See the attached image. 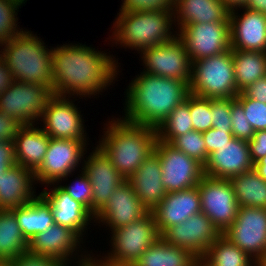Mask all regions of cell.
Here are the masks:
<instances>
[{
	"instance_id": "91938a15",
	"label": "cell",
	"mask_w": 266,
	"mask_h": 266,
	"mask_svg": "<svg viewBox=\"0 0 266 266\" xmlns=\"http://www.w3.org/2000/svg\"><path fill=\"white\" fill-rule=\"evenodd\" d=\"M22 4H25V2H27V0H19Z\"/></svg>"
},
{
	"instance_id": "1f68e13d",
	"label": "cell",
	"mask_w": 266,
	"mask_h": 266,
	"mask_svg": "<svg viewBox=\"0 0 266 266\" xmlns=\"http://www.w3.org/2000/svg\"><path fill=\"white\" fill-rule=\"evenodd\" d=\"M28 247L14 213L0 210V260H13L28 252Z\"/></svg>"
},
{
	"instance_id": "6da1fadb",
	"label": "cell",
	"mask_w": 266,
	"mask_h": 266,
	"mask_svg": "<svg viewBox=\"0 0 266 266\" xmlns=\"http://www.w3.org/2000/svg\"><path fill=\"white\" fill-rule=\"evenodd\" d=\"M52 64L53 95L61 97L99 95L120 72L113 55L81 43L53 47Z\"/></svg>"
},
{
	"instance_id": "9a60e30c",
	"label": "cell",
	"mask_w": 266,
	"mask_h": 266,
	"mask_svg": "<svg viewBox=\"0 0 266 266\" xmlns=\"http://www.w3.org/2000/svg\"><path fill=\"white\" fill-rule=\"evenodd\" d=\"M70 97L53 95L41 116L40 128L50 138L87 141L81 111ZM85 132V133H84Z\"/></svg>"
},
{
	"instance_id": "9f6ffc18",
	"label": "cell",
	"mask_w": 266,
	"mask_h": 266,
	"mask_svg": "<svg viewBox=\"0 0 266 266\" xmlns=\"http://www.w3.org/2000/svg\"><path fill=\"white\" fill-rule=\"evenodd\" d=\"M0 266H16V264L14 260L4 259V260H0Z\"/></svg>"
},
{
	"instance_id": "816d5d0a",
	"label": "cell",
	"mask_w": 266,
	"mask_h": 266,
	"mask_svg": "<svg viewBox=\"0 0 266 266\" xmlns=\"http://www.w3.org/2000/svg\"><path fill=\"white\" fill-rule=\"evenodd\" d=\"M244 7L266 15V0H248Z\"/></svg>"
},
{
	"instance_id": "4dcf8cb0",
	"label": "cell",
	"mask_w": 266,
	"mask_h": 266,
	"mask_svg": "<svg viewBox=\"0 0 266 266\" xmlns=\"http://www.w3.org/2000/svg\"><path fill=\"white\" fill-rule=\"evenodd\" d=\"M239 207L266 208V181L252 169L229 179Z\"/></svg>"
},
{
	"instance_id": "7dc6e473",
	"label": "cell",
	"mask_w": 266,
	"mask_h": 266,
	"mask_svg": "<svg viewBox=\"0 0 266 266\" xmlns=\"http://www.w3.org/2000/svg\"><path fill=\"white\" fill-rule=\"evenodd\" d=\"M21 125L0 111V141H13Z\"/></svg>"
},
{
	"instance_id": "680465c9",
	"label": "cell",
	"mask_w": 266,
	"mask_h": 266,
	"mask_svg": "<svg viewBox=\"0 0 266 266\" xmlns=\"http://www.w3.org/2000/svg\"><path fill=\"white\" fill-rule=\"evenodd\" d=\"M177 1H179V0H169V2L171 3L172 6H173Z\"/></svg>"
},
{
	"instance_id": "f35d334b",
	"label": "cell",
	"mask_w": 266,
	"mask_h": 266,
	"mask_svg": "<svg viewBox=\"0 0 266 266\" xmlns=\"http://www.w3.org/2000/svg\"><path fill=\"white\" fill-rule=\"evenodd\" d=\"M231 132L235 138L249 141L255 131L245 117L242 104L234 98L231 101Z\"/></svg>"
},
{
	"instance_id": "7402d4cb",
	"label": "cell",
	"mask_w": 266,
	"mask_h": 266,
	"mask_svg": "<svg viewBox=\"0 0 266 266\" xmlns=\"http://www.w3.org/2000/svg\"><path fill=\"white\" fill-rule=\"evenodd\" d=\"M80 243L84 242L74 231L54 223L29 241L28 251L32 254L58 259L67 266L69 264L71 266V259L74 257L73 259L77 260L75 256L81 247Z\"/></svg>"
},
{
	"instance_id": "60d3db41",
	"label": "cell",
	"mask_w": 266,
	"mask_h": 266,
	"mask_svg": "<svg viewBox=\"0 0 266 266\" xmlns=\"http://www.w3.org/2000/svg\"><path fill=\"white\" fill-rule=\"evenodd\" d=\"M234 98L211 99L212 127L231 130V101Z\"/></svg>"
},
{
	"instance_id": "681fc988",
	"label": "cell",
	"mask_w": 266,
	"mask_h": 266,
	"mask_svg": "<svg viewBox=\"0 0 266 266\" xmlns=\"http://www.w3.org/2000/svg\"><path fill=\"white\" fill-rule=\"evenodd\" d=\"M10 69L5 62L0 58V94L6 90L13 82Z\"/></svg>"
},
{
	"instance_id": "52a82bcc",
	"label": "cell",
	"mask_w": 266,
	"mask_h": 266,
	"mask_svg": "<svg viewBox=\"0 0 266 266\" xmlns=\"http://www.w3.org/2000/svg\"><path fill=\"white\" fill-rule=\"evenodd\" d=\"M111 232L112 248L98 260L115 266H133L145 250L161 236L152 212Z\"/></svg>"
},
{
	"instance_id": "484cf974",
	"label": "cell",
	"mask_w": 266,
	"mask_h": 266,
	"mask_svg": "<svg viewBox=\"0 0 266 266\" xmlns=\"http://www.w3.org/2000/svg\"><path fill=\"white\" fill-rule=\"evenodd\" d=\"M229 12L222 0H179L173 5L174 25L178 30L187 24L230 22Z\"/></svg>"
},
{
	"instance_id": "8fae6325",
	"label": "cell",
	"mask_w": 266,
	"mask_h": 266,
	"mask_svg": "<svg viewBox=\"0 0 266 266\" xmlns=\"http://www.w3.org/2000/svg\"><path fill=\"white\" fill-rule=\"evenodd\" d=\"M177 31L191 62L231 50L230 22L187 24Z\"/></svg>"
},
{
	"instance_id": "f6af8a7d",
	"label": "cell",
	"mask_w": 266,
	"mask_h": 266,
	"mask_svg": "<svg viewBox=\"0 0 266 266\" xmlns=\"http://www.w3.org/2000/svg\"><path fill=\"white\" fill-rule=\"evenodd\" d=\"M248 145L253 164L266 156V130L255 131L253 137L248 141Z\"/></svg>"
},
{
	"instance_id": "30bf717a",
	"label": "cell",
	"mask_w": 266,
	"mask_h": 266,
	"mask_svg": "<svg viewBox=\"0 0 266 266\" xmlns=\"http://www.w3.org/2000/svg\"><path fill=\"white\" fill-rule=\"evenodd\" d=\"M153 151L160 159L162 183L167 193L199 185L204 172L196 159L160 140H156Z\"/></svg>"
},
{
	"instance_id": "ffe728a7",
	"label": "cell",
	"mask_w": 266,
	"mask_h": 266,
	"mask_svg": "<svg viewBox=\"0 0 266 266\" xmlns=\"http://www.w3.org/2000/svg\"><path fill=\"white\" fill-rule=\"evenodd\" d=\"M248 141L233 138L216 151L208 155L203 165L205 176L230 179L253 169Z\"/></svg>"
},
{
	"instance_id": "83f0119b",
	"label": "cell",
	"mask_w": 266,
	"mask_h": 266,
	"mask_svg": "<svg viewBox=\"0 0 266 266\" xmlns=\"http://www.w3.org/2000/svg\"><path fill=\"white\" fill-rule=\"evenodd\" d=\"M10 210L14 213L20 230L28 242L55 223L50 205L40 195L25 205Z\"/></svg>"
},
{
	"instance_id": "d4e9b609",
	"label": "cell",
	"mask_w": 266,
	"mask_h": 266,
	"mask_svg": "<svg viewBox=\"0 0 266 266\" xmlns=\"http://www.w3.org/2000/svg\"><path fill=\"white\" fill-rule=\"evenodd\" d=\"M34 184H37L32 170L19 164L10 167L0 179V210H10L34 200Z\"/></svg>"
},
{
	"instance_id": "d6986e66",
	"label": "cell",
	"mask_w": 266,
	"mask_h": 266,
	"mask_svg": "<svg viewBox=\"0 0 266 266\" xmlns=\"http://www.w3.org/2000/svg\"><path fill=\"white\" fill-rule=\"evenodd\" d=\"M148 212L126 180L113 191L106 206L95 216L94 222L115 230L143 218Z\"/></svg>"
},
{
	"instance_id": "6f0895ef",
	"label": "cell",
	"mask_w": 266,
	"mask_h": 266,
	"mask_svg": "<svg viewBox=\"0 0 266 266\" xmlns=\"http://www.w3.org/2000/svg\"><path fill=\"white\" fill-rule=\"evenodd\" d=\"M258 266H266V257L258 263Z\"/></svg>"
},
{
	"instance_id": "ab89813d",
	"label": "cell",
	"mask_w": 266,
	"mask_h": 266,
	"mask_svg": "<svg viewBox=\"0 0 266 266\" xmlns=\"http://www.w3.org/2000/svg\"><path fill=\"white\" fill-rule=\"evenodd\" d=\"M81 174L72 184L59 185L69 196L83 204L92 213V186L91 183L83 172L80 170Z\"/></svg>"
},
{
	"instance_id": "5b68a950",
	"label": "cell",
	"mask_w": 266,
	"mask_h": 266,
	"mask_svg": "<svg viewBox=\"0 0 266 266\" xmlns=\"http://www.w3.org/2000/svg\"><path fill=\"white\" fill-rule=\"evenodd\" d=\"M30 31L12 37L0 45V58L10 69L13 80L29 84H43L53 92L52 50ZM4 46V47H3Z\"/></svg>"
},
{
	"instance_id": "4316f807",
	"label": "cell",
	"mask_w": 266,
	"mask_h": 266,
	"mask_svg": "<svg viewBox=\"0 0 266 266\" xmlns=\"http://www.w3.org/2000/svg\"><path fill=\"white\" fill-rule=\"evenodd\" d=\"M35 125L21 126L14 137L17 164L35 172L41 165L48 148L50 137Z\"/></svg>"
},
{
	"instance_id": "f1b7e54d",
	"label": "cell",
	"mask_w": 266,
	"mask_h": 266,
	"mask_svg": "<svg viewBox=\"0 0 266 266\" xmlns=\"http://www.w3.org/2000/svg\"><path fill=\"white\" fill-rule=\"evenodd\" d=\"M195 258L192 252L167 243L160 236L133 266H193Z\"/></svg>"
},
{
	"instance_id": "b9f144b4",
	"label": "cell",
	"mask_w": 266,
	"mask_h": 266,
	"mask_svg": "<svg viewBox=\"0 0 266 266\" xmlns=\"http://www.w3.org/2000/svg\"><path fill=\"white\" fill-rule=\"evenodd\" d=\"M202 136L205 141L207 155H210L224 144H228L234 138L231 130H217L213 127L203 132Z\"/></svg>"
},
{
	"instance_id": "277c9868",
	"label": "cell",
	"mask_w": 266,
	"mask_h": 266,
	"mask_svg": "<svg viewBox=\"0 0 266 266\" xmlns=\"http://www.w3.org/2000/svg\"><path fill=\"white\" fill-rule=\"evenodd\" d=\"M119 11L112 27L114 31L110 36L113 44L140 53L143 49L170 42L177 36L172 26L173 8L144 11L119 9Z\"/></svg>"
},
{
	"instance_id": "11a10c76",
	"label": "cell",
	"mask_w": 266,
	"mask_h": 266,
	"mask_svg": "<svg viewBox=\"0 0 266 266\" xmlns=\"http://www.w3.org/2000/svg\"><path fill=\"white\" fill-rule=\"evenodd\" d=\"M193 266H213V265L203 256H200L195 258Z\"/></svg>"
},
{
	"instance_id": "7bdbcfd3",
	"label": "cell",
	"mask_w": 266,
	"mask_h": 266,
	"mask_svg": "<svg viewBox=\"0 0 266 266\" xmlns=\"http://www.w3.org/2000/svg\"><path fill=\"white\" fill-rule=\"evenodd\" d=\"M120 9L131 11L163 10L173 8L169 0H122Z\"/></svg>"
},
{
	"instance_id": "2e32d148",
	"label": "cell",
	"mask_w": 266,
	"mask_h": 266,
	"mask_svg": "<svg viewBox=\"0 0 266 266\" xmlns=\"http://www.w3.org/2000/svg\"><path fill=\"white\" fill-rule=\"evenodd\" d=\"M81 165L92 186V214L95 217L106 206L113 191L126 179L98 146Z\"/></svg>"
},
{
	"instance_id": "603a6c76",
	"label": "cell",
	"mask_w": 266,
	"mask_h": 266,
	"mask_svg": "<svg viewBox=\"0 0 266 266\" xmlns=\"http://www.w3.org/2000/svg\"><path fill=\"white\" fill-rule=\"evenodd\" d=\"M201 212L198 186L169 192L152 211L161 235L168 227L181 224L190 216Z\"/></svg>"
},
{
	"instance_id": "e0dca14e",
	"label": "cell",
	"mask_w": 266,
	"mask_h": 266,
	"mask_svg": "<svg viewBox=\"0 0 266 266\" xmlns=\"http://www.w3.org/2000/svg\"><path fill=\"white\" fill-rule=\"evenodd\" d=\"M221 235L210 218L200 212L178 225L168 227L161 237L170 244L192 252L196 257L204 256L208 248Z\"/></svg>"
},
{
	"instance_id": "d590c367",
	"label": "cell",
	"mask_w": 266,
	"mask_h": 266,
	"mask_svg": "<svg viewBox=\"0 0 266 266\" xmlns=\"http://www.w3.org/2000/svg\"><path fill=\"white\" fill-rule=\"evenodd\" d=\"M169 144L187 156L196 159L204 165L208 159L206 145L201 132L192 130L175 137Z\"/></svg>"
},
{
	"instance_id": "44dd1931",
	"label": "cell",
	"mask_w": 266,
	"mask_h": 266,
	"mask_svg": "<svg viewBox=\"0 0 266 266\" xmlns=\"http://www.w3.org/2000/svg\"><path fill=\"white\" fill-rule=\"evenodd\" d=\"M48 185L49 187L53 185V187L48 189L49 191L46 188L43 189L39 195L50 205L54 222L68 227L84 240V232L86 233L87 226L90 225L91 220H95L94 215L83 204L72 199L59 186V183Z\"/></svg>"
},
{
	"instance_id": "bcb514c9",
	"label": "cell",
	"mask_w": 266,
	"mask_h": 266,
	"mask_svg": "<svg viewBox=\"0 0 266 266\" xmlns=\"http://www.w3.org/2000/svg\"><path fill=\"white\" fill-rule=\"evenodd\" d=\"M17 164L13 141H0V179L10 167Z\"/></svg>"
},
{
	"instance_id": "f5cc1de1",
	"label": "cell",
	"mask_w": 266,
	"mask_h": 266,
	"mask_svg": "<svg viewBox=\"0 0 266 266\" xmlns=\"http://www.w3.org/2000/svg\"><path fill=\"white\" fill-rule=\"evenodd\" d=\"M253 169L264 181H266V156L254 163Z\"/></svg>"
},
{
	"instance_id": "e575fe53",
	"label": "cell",
	"mask_w": 266,
	"mask_h": 266,
	"mask_svg": "<svg viewBox=\"0 0 266 266\" xmlns=\"http://www.w3.org/2000/svg\"><path fill=\"white\" fill-rule=\"evenodd\" d=\"M21 6L19 0H0V45L23 32L17 17Z\"/></svg>"
},
{
	"instance_id": "836d02e7",
	"label": "cell",
	"mask_w": 266,
	"mask_h": 266,
	"mask_svg": "<svg viewBox=\"0 0 266 266\" xmlns=\"http://www.w3.org/2000/svg\"><path fill=\"white\" fill-rule=\"evenodd\" d=\"M155 130L157 140L165 143H170L175 137L193 130L189 111V94Z\"/></svg>"
},
{
	"instance_id": "4fadbf2b",
	"label": "cell",
	"mask_w": 266,
	"mask_h": 266,
	"mask_svg": "<svg viewBox=\"0 0 266 266\" xmlns=\"http://www.w3.org/2000/svg\"><path fill=\"white\" fill-rule=\"evenodd\" d=\"M223 235L259 263L266 257V208L239 207Z\"/></svg>"
},
{
	"instance_id": "7a4b0ae2",
	"label": "cell",
	"mask_w": 266,
	"mask_h": 266,
	"mask_svg": "<svg viewBox=\"0 0 266 266\" xmlns=\"http://www.w3.org/2000/svg\"><path fill=\"white\" fill-rule=\"evenodd\" d=\"M131 80L124 97V120L157 128L187 97L189 85L145 72Z\"/></svg>"
},
{
	"instance_id": "ac0fdd59",
	"label": "cell",
	"mask_w": 266,
	"mask_h": 266,
	"mask_svg": "<svg viewBox=\"0 0 266 266\" xmlns=\"http://www.w3.org/2000/svg\"><path fill=\"white\" fill-rule=\"evenodd\" d=\"M239 8L245 10L241 15L238 13ZM229 20L232 50L266 52V15L264 13L243 6L231 9Z\"/></svg>"
},
{
	"instance_id": "74e56055",
	"label": "cell",
	"mask_w": 266,
	"mask_h": 266,
	"mask_svg": "<svg viewBox=\"0 0 266 266\" xmlns=\"http://www.w3.org/2000/svg\"><path fill=\"white\" fill-rule=\"evenodd\" d=\"M235 98L242 104L245 117L254 131L266 130V104L248 98L242 92Z\"/></svg>"
},
{
	"instance_id": "f907efd6",
	"label": "cell",
	"mask_w": 266,
	"mask_h": 266,
	"mask_svg": "<svg viewBox=\"0 0 266 266\" xmlns=\"http://www.w3.org/2000/svg\"><path fill=\"white\" fill-rule=\"evenodd\" d=\"M87 251H85L83 254L77 256L78 261L74 262L77 265L76 266H106L104 263L100 262L96 257L92 256L91 254H85ZM80 256V257H79ZM94 257V258H93Z\"/></svg>"
},
{
	"instance_id": "9c48e42d",
	"label": "cell",
	"mask_w": 266,
	"mask_h": 266,
	"mask_svg": "<svg viewBox=\"0 0 266 266\" xmlns=\"http://www.w3.org/2000/svg\"><path fill=\"white\" fill-rule=\"evenodd\" d=\"M87 145V141L50 138L45 158L34 172L37 183L45 184L47 188L48 184H61L62 180H68V177L78 170L76 167L83 163L81 161L87 154Z\"/></svg>"
},
{
	"instance_id": "db71d44e",
	"label": "cell",
	"mask_w": 266,
	"mask_h": 266,
	"mask_svg": "<svg viewBox=\"0 0 266 266\" xmlns=\"http://www.w3.org/2000/svg\"><path fill=\"white\" fill-rule=\"evenodd\" d=\"M248 0H222V2L231 10L238 7H243Z\"/></svg>"
},
{
	"instance_id": "f546056e",
	"label": "cell",
	"mask_w": 266,
	"mask_h": 266,
	"mask_svg": "<svg viewBox=\"0 0 266 266\" xmlns=\"http://www.w3.org/2000/svg\"><path fill=\"white\" fill-rule=\"evenodd\" d=\"M237 91L266 76V52L232 50Z\"/></svg>"
},
{
	"instance_id": "ba28073f",
	"label": "cell",
	"mask_w": 266,
	"mask_h": 266,
	"mask_svg": "<svg viewBox=\"0 0 266 266\" xmlns=\"http://www.w3.org/2000/svg\"><path fill=\"white\" fill-rule=\"evenodd\" d=\"M52 96V90L43 84L14 80L0 94V111L16 120L21 126L36 125L39 124L38 121Z\"/></svg>"
},
{
	"instance_id": "3957f363",
	"label": "cell",
	"mask_w": 266,
	"mask_h": 266,
	"mask_svg": "<svg viewBox=\"0 0 266 266\" xmlns=\"http://www.w3.org/2000/svg\"><path fill=\"white\" fill-rule=\"evenodd\" d=\"M97 146L111 160L116 170L128 180L153 152L157 140L153 127L112 118Z\"/></svg>"
},
{
	"instance_id": "d6a6232c",
	"label": "cell",
	"mask_w": 266,
	"mask_h": 266,
	"mask_svg": "<svg viewBox=\"0 0 266 266\" xmlns=\"http://www.w3.org/2000/svg\"><path fill=\"white\" fill-rule=\"evenodd\" d=\"M213 266H258L248 254L221 234L203 256Z\"/></svg>"
},
{
	"instance_id": "c3c4849f",
	"label": "cell",
	"mask_w": 266,
	"mask_h": 266,
	"mask_svg": "<svg viewBox=\"0 0 266 266\" xmlns=\"http://www.w3.org/2000/svg\"><path fill=\"white\" fill-rule=\"evenodd\" d=\"M242 93L248 98H252L266 104V76H263L252 83L243 90Z\"/></svg>"
},
{
	"instance_id": "7c38bea8",
	"label": "cell",
	"mask_w": 266,
	"mask_h": 266,
	"mask_svg": "<svg viewBox=\"0 0 266 266\" xmlns=\"http://www.w3.org/2000/svg\"><path fill=\"white\" fill-rule=\"evenodd\" d=\"M198 190L201 212L210 218L213 225L223 234L234 223L239 209L230 181L204 175Z\"/></svg>"
},
{
	"instance_id": "ee69618b",
	"label": "cell",
	"mask_w": 266,
	"mask_h": 266,
	"mask_svg": "<svg viewBox=\"0 0 266 266\" xmlns=\"http://www.w3.org/2000/svg\"><path fill=\"white\" fill-rule=\"evenodd\" d=\"M13 260L16 266H67L58 259L32 254L29 251Z\"/></svg>"
},
{
	"instance_id": "8992f818",
	"label": "cell",
	"mask_w": 266,
	"mask_h": 266,
	"mask_svg": "<svg viewBox=\"0 0 266 266\" xmlns=\"http://www.w3.org/2000/svg\"><path fill=\"white\" fill-rule=\"evenodd\" d=\"M189 92L209 99L235 98L239 92L232 49L192 62Z\"/></svg>"
},
{
	"instance_id": "cb8c5ba5",
	"label": "cell",
	"mask_w": 266,
	"mask_h": 266,
	"mask_svg": "<svg viewBox=\"0 0 266 266\" xmlns=\"http://www.w3.org/2000/svg\"><path fill=\"white\" fill-rule=\"evenodd\" d=\"M127 181L149 212H152L167 195L162 183L160 159L154 151Z\"/></svg>"
},
{
	"instance_id": "8d00e7d4",
	"label": "cell",
	"mask_w": 266,
	"mask_h": 266,
	"mask_svg": "<svg viewBox=\"0 0 266 266\" xmlns=\"http://www.w3.org/2000/svg\"><path fill=\"white\" fill-rule=\"evenodd\" d=\"M189 111L193 130L203 133L212 128L211 99L189 93Z\"/></svg>"
},
{
	"instance_id": "5bb4252c",
	"label": "cell",
	"mask_w": 266,
	"mask_h": 266,
	"mask_svg": "<svg viewBox=\"0 0 266 266\" xmlns=\"http://www.w3.org/2000/svg\"><path fill=\"white\" fill-rule=\"evenodd\" d=\"M143 72L182 80H191L192 62L182 41L176 36L170 42L143 49L140 53Z\"/></svg>"
}]
</instances>
